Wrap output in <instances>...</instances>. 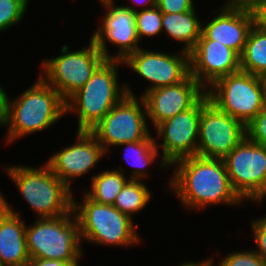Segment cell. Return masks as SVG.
<instances>
[{
    "instance_id": "obj_1",
    "label": "cell",
    "mask_w": 266,
    "mask_h": 266,
    "mask_svg": "<svg viewBox=\"0 0 266 266\" xmlns=\"http://www.w3.org/2000/svg\"><path fill=\"white\" fill-rule=\"evenodd\" d=\"M168 190L187 211L219 204L238 206L245 202L233 190L223 159L189 156L175 161L170 168Z\"/></svg>"
},
{
    "instance_id": "obj_2",
    "label": "cell",
    "mask_w": 266,
    "mask_h": 266,
    "mask_svg": "<svg viewBox=\"0 0 266 266\" xmlns=\"http://www.w3.org/2000/svg\"><path fill=\"white\" fill-rule=\"evenodd\" d=\"M10 98V99H9ZM66 115V103L61 95L41 76L18 97L5 92L4 119L6 144L44 131Z\"/></svg>"
},
{
    "instance_id": "obj_3",
    "label": "cell",
    "mask_w": 266,
    "mask_h": 266,
    "mask_svg": "<svg viewBox=\"0 0 266 266\" xmlns=\"http://www.w3.org/2000/svg\"><path fill=\"white\" fill-rule=\"evenodd\" d=\"M120 60H105L83 87L66 101V115L77 114V131H91L126 95H135L127 83L119 82Z\"/></svg>"
},
{
    "instance_id": "obj_4",
    "label": "cell",
    "mask_w": 266,
    "mask_h": 266,
    "mask_svg": "<svg viewBox=\"0 0 266 266\" xmlns=\"http://www.w3.org/2000/svg\"><path fill=\"white\" fill-rule=\"evenodd\" d=\"M3 170L38 218H55L72 212L74 193L46 163L40 167L7 165Z\"/></svg>"
},
{
    "instance_id": "obj_5",
    "label": "cell",
    "mask_w": 266,
    "mask_h": 266,
    "mask_svg": "<svg viewBox=\"0 0 266 266\" xmlns=\"http://www.w3.org/2000/svg\"><path fill=\"white\" fill-rule=\"evenodd\" d=\"M82 201H75L72 211L79 222L83 242L109 247H132L143 243L136 231L133 218L120 212L113 205L96 203L85 194Z\"/></svg>"
},
{
    "instance_id": "obj_6",
    "label": "cell",
    "mask_w": 266,
    "mask_h": 266,
    "mask_svg": "<svg viewBox=\"0 0 266 266\" xmlns=\"http://www.w3.org/2000/svg\"><path fill=\"white\" fill-rule=\"evenodd\" d=\"M26 225L30 258L80 261L84 255L79 222L73 211L55 218H36Z\"/></svg>"
},
{
    "instance_id": "obj_7",
    "label": "cell",
    "mask_w": 266,
    "mask_h": 266,
    "mask_svg": "<svg viewBox=\"0 0 266 266\" xmlns=\"http://www.w3.org/2000/svg\"><path fill=\"white\" fill-rule=\"evenodd\" d=\"M59 56L42 60L40 76L66 101L85 85L106 60L90 38L89 45L74 51L63 44Z\"/></svg>"
},
{
    "instance_id": "obj_8",
    "label": "cell",
    "mask_w": 266,
    "mask_h": 266,
    "mask_svg": "<svg viewBox=\"0 0 266 266\" xmlns=\"http://www.w3.org/2000/svg\"><path fill=\"white\" fill-rule=\"evenodd\" d=\"M206 94L219 110L248 125L266 105L260 76L238 71L215 81Z\"/></svg>"
},
{
    "instance_id": "obj_9",
    "label": "cell",
    "mask_w": 266,
    "mask_h": 266,
    "mask_svg": "<svg viewBox=\"0 0 266 266\" xmlns=\"http://www.w3.org/2000/svg\"><path fill=\"white\" fill-rule=\"evenodd\" d=\"M223 160L233 190L260 206L266 199V146L245 137Z\"/></svg>"
},
{
    "instance_id": "obj_10",
    "label": "cell",
    "mask_w": 266,
    "mask_h": 266,
    "mask_svg": "<svg viewBox=\"0 0 266 266\" xmlns=\"http://www.w3.org/2000/svg\"><path fill=\"white\" fill-rule=\"evenodd\" d=\"M126 94L91 130L105 152L122 143L144 141L152 133L141 96Z\"/></svg>"
},
{
    "instance_id": "obj_11",
    "label": "cell",
    "mask_w": 266,
    "mask_h": 266,
    "mask_svg": "<svg viewBox=\"0 0 266 266\" xmlns=\"http://www.w3.org/2000/svg\"><path fill=\"white\" fill-rule=\"evenodd\" d=\"M245 137L241 121L219 110L207 94L201 98L197 156L224 159Z\"/></svg>"
},
{
    "instance_id": "obj_12",
    "label": "cell",
    "mask_w": 266,
    "mask_h": 266,
    "mask_svg": "<svg viewBox=\"0 0 266 266\" xmlns=\"http://www.w3.org/2000/svg\"><path fill=\"white\" fill-rule=\"evenodd\" d=\"M200 115L201 99L187 111L178 113L152 128L157 131V136L154 137L156 147L158 150L162 148L159 156L160 170L170 169L179 159L197 155Z\"/></svg>"
},
{
    "instance_id": "obj_13",
    "label": "cell",
    "mask_w": 266,
    "mask_h": 266,
    "mask_svg": "<svg viewBox=\"0 0 266 266\" xmlns=\"http://www.w3.org/2000/svg\"><path fill=\"white\" fill-rule=\"evenodd\" d=\"M116 0H99L104 11L101 25L92 33L91 39L106 60L123 61L141 48L136 32L135 13L127 7L116 5ZM115 45L118 51L111 55L107 44Z\"/></svg>"
},
{
    "instance_id": "obj_14",
    "label": "cell",
    "mask_w": 266,
    "mask_h": 266,
    "mask_svg": "<svg viewBox=\"0 0 266 266\" xmlns=\"http://www.w3.org/2000/svg\"><path fill=\"white\" fill-rule=\"evenodd\" d=\"M180 51L175 54L141 47L122 61L132 72L150 83L141 97L152 89L177 84L190 74L189 53Z\"/></svg>"
},
{
    "instance_id": "obj_15",
    "label": "cell",
    "mask_w": 266,
    "mask_h": 266,
    "mask_svg": "<svg viewBox=\"0 0 266 266\" xmlns=\"http://www.w3.org/2000/svg\"><path fill=\"white\" fill-rule=\"evenodd\" d=\"M106 152L91 131H77L75 142L61 147L46 163L51 171L70 189L76 178L94 169Z\"/></svg>"
},
{
    "instance_id": "obj_16",
    "label": "cell",
    "mask_w": 266,
    "mask_h": 266,
    "mask_svg": "<svg viewBox=\"0 0 266 266\" xmlns=\"http://www.w3.org/2000/svg\"><path fill=\"white\" fill-rule=\"evenodd\" d=\"M206 90L189 74L183 81L152 89L142 99L149 122L154 128L162 121L192 108Z\"/></svg>"
},
{
    "instance_id": "obj_17",
    "label": "cell",
    "mask_w": 266,
    "mask_h": 266,
    "mask_svg": "<svg viewBox=\"0 0 266 266\" xmlns=\"http://www.w3.org/2000/svg\"><path fill=\"white\" fill-rule=\"evenodd\" d=\"M190 75L206 90L218 79L240 71V55L218 41L198 39L189 52Z\"/></svg>"
},
{
    "instance_id": "obj_18",
    "label": "cell",
    "mask_w": 266,
    "mask_h": 266,
    "mask_svg": "<svg viewBox=\"0 0 266 266\" xmlns=\"http://www.w3.org/2000/svg\"><path fill=\"white\" fill-rule=\"evenodd\" d=\"M212 14L216 16L214 15L207 24L202 22L199 39L218 41L241 55L253 26L250 9L218 7L212 9Z\"/></svg>"
},
{
    "instance_id": "obj_19",
    "label": "cell",
    "mask_w": 266,
    "mask_h": 266,
    "mask_svg": "<svg viewBox=\"0 0 266 266\" xmlns=\"http://www.w3.org/2000/svg\"><path fill=\"white\" fill-rule=\"evenodd\" d=\"M25 218L13 209L0 192V264L25 266L29 260L25 230Z\"/></svg>"
},
{
    "instance_id": "obj_20",
    "label": "cell",
    "mask_w": 266,
    "mask_h": 266,
    "mask_svg": "<svg viewBox=\"0 0 266 266\" xmlns=\"http://www.w3.org/2000/svg\"><path fill=\"white\" fill-rule=\"evenodd\" d=\"M201 22L196 8L181 13H162V32L173 41L183 43L182 50L189 53L201 36Z\"/></svg>"
},
{
    "instance_id": "obj_21",
    "label": "cell",
    "mask_w": 266,
    "mask_h": 266,
    "mask_svg": "<svg viewBox=\"0 0 266 266\" xmlns=\"http://www.w3.org/2000/svg\"><path fill=\"white\" fill-rule=\"evenodd\" d=\"M125 175L122 168L94 173L90 178L91 186L88 187L90 189L84 190L83 194L96 203L113 205L117 195L130 180Z\"/></svg>"
},
{
    "instance_id": "obj_22",
    "label": "cell",
    "mask_w": 266,
    "mask_h": 266,
    "mask_svg": "<svg viewBox=\"0 0 266 266\" xmlns=\"http://www.w3.org/2000/svg\"><path fill=\"white\" fill-rule=\"evenodd\" d=\"M124 146V158L127 164L132 166L130 171L131 175H128L130 179L134 180H147L150 178L147 173V167L156 162V159L160 154V150L156 147L154 137L151 135L144 141H135L122 143L116 147ZM135 167V168H134ZM148 176V177H146Z\"/></svg>"
},
{
    "instance_id": "obj_23",
    "label": "cell",
    "mask_w": 266,
    "mask_h": 266,
    "mask_svg": "<svg viewBox=\"0 0 266 266\" xmlns=\"http://www.w3.org/2000/svg\"><path fill=\"white\" fill-rule=\"evenodd\" d=\"M240 70L260 77L266 73V31L251 27L240 55Z\"/></svg>"
},
{
    "instance_id": "obj_24",
    "label": "cell",
    "mask_w": 266,
    "mask_h": 266,
    "mask_svg": "<svg viewBox=\"0 0 266 266\" xmlns=\"http://www.w3.org/2000/svg\"><path fill=\"white\" fill-rule=\"evenodd\" d=\"M142 180L130 179L117 195L113 206L131 218L146 208L152 198V191Z\"/></svg>"
},
{
    "instance_id": "obj_25",
    "label": "cell",
    "mask_w": 266,
    "mask_h": 266,
    "mask_svg": "<svg viewBox=\"0 0 266 266\" xmlns=\"http://www.w3.org/2000/svg\"><path fill=\"white\" fill-rule=\"evenodd\" d=\"M136 32L139 41L143 37L154 38L162 33V12L155 5L153 8L135 13Z\"/></svg>"
},
{
    "instance_id": "obj_26",
    "label": "cell",
    "mask_w": 266,
    "mask_h": 266,
    "mask_svg": "<svg viewBox=\"0 0 266 266\" xmlns=\"http://www.w3.org/2000/svg\"><path fill=\"white\" fill-rule=\"evenodd\" d=\"M29 0H0V33L17 26L27 14Z\"/></svg>"
},
{
    "instance_id": "obj_27",
    "label": "cell",
    "mask_w": 266,
    "mask_h": 266,
    "mask_svg": "<svg viewBox=\"0 0 266 266\" xmlns=\"http://www.w3.org/2000/svg\"><path fill=\"white\" fill-rule=\"evenodd\" d=\"M216 266H266V262L254 250L247 249L226 254Z\"/></svg>"
},
{
    "instance_id": "obj_28",
    "label": "cell",
    "mask_w": 266,
    "mask_h": 266,
    "mask_svg": "<svg viewBox=\"0 0 266 266\" xmlns=\"http://www.w3.org/2000/svg\"><path fill=\"white\" fill-rule=\"evenodd\" d=\"M246 137L258 145L266 146V105L258 115L246 125Z\"/></svg>"
},
{
    "instance_id": "obj_29",
    "label": "cell",
    "mask_w": 266,
    "mask_h": 266,
    "mask_svg": "<svg viewBox=\"0 0 266 266\" xmlns=\"http://www.w3.org/2000/svg\"><path fill=\"white\" fill-rule=\"evenodd\" d=\"M257 218L250 222L252 236L257 246L253 250L266 262V215Z\"/></svg>"
},
{
    "instance_id": "obj_30",
    "label": "cell",
    "mask_w": 266,
    "mask_h": 266,
    "mask_svg": "<svg viewBox=\"0 0 266 266\" xmlns=\"http://www.w3.org/2000/svg\"><path fill=\"white\" fill-rule=\"evenodd\" d=\"M194 0H156V6L162 13H181L195 7Z\"/></svg>"
},
{
    "instance_id": "obj_31",
    "label": "cell",
    "mask_w": 266,
    "mask_h": 266,
    "mask_svg": "<svg viewBox=\"0 0 266 266\" xmlns=\"http://www.w3.org/2000/svg\"><path fill=\"white\" fill-rule=\"evenodd\" d=\"M253 17V26L266 31V0H258L250 8Z\"/></svg>"
},
{
    "instance_id": "obj_32",
    "label": "cell",
    "mask_w": 266,
    "mask_h": 266,
    "mask_svg": "<svg viewBox=\"0 0 266 266\" xmlns=\"http://www.w3.org/2000/svg\"><path fill=\"white\" fill-rule=\"evenodd\" d=\"M80 261H61L56 259L29 258L25 266H79Z\"/></svg>"
},
{
    "instance_id": "obj_33",
    "label": "cell",
    "mask_w": 266,
    "mask_h": 266,
    "mask_svg": "<svg viewBox=\"0 0 266 266\" xmlns=\"http://www.w3.org/2000/svg\"><path fill=\"white\" fill-rule=\"evenodd\" d=\"M258 0H225L221 5L223 8H244L250 9Z\"/></svg>"
},
{
    "instance_id": "obj_34",
    "label": "cell",
    "mask_w": 266,
    "mask_h": 266,
    "mask_svg": "<svg viewBox=\"0 0 266 266\" xmlns=\"http://www.w3.org/2000/svg\"><path fill=\"white\" fill-rule=\"evenodd\" d=\"M132 2V4L134 5H123L124 7L129 8L130 10H132L134 13L140 11V10H145V9H149V8H153L156 5V0H130ZM132 6V7H131ZM137 7H142L140 8H136Z\"/></svg>"
},
{
    "instance_id": "obj_35",
    "label": "cell",
    "mask_w": 266,
    "mask_h": 266,
    "mask_svg": "<svg viewBox=\"0 0 266 266\" xmlns=\"http://www.w3.org/2000/svg\"><path fill=\"white\" fill-rule=\"evenodd\" d=\"M215 257H212V255H210V257H207V259H203L201 262L199 261H184L183 263H180L179 265L176 266H216V264L214 263V259Z\"/></svg>"
},
{
    "instance_id": "obj_36",
    "label": "cell",
    "mask_w": 266,
    "mask_h": 266,
    "mask_svg": "<svg viewBox=\"0 0 266 266\" xmlns=\"http://www.w3.org/2000/svg\"><path fill=\"white\" fill-rule=\"evenodd\" d=\"M5 88H3L0 85V128L3 124V119H4V97H5V92L6 90H4Z\"/></svg>"
},
{
    "instance_id": "obj_37",
    "label": "cell",
    "mask_w": 266,
    "mask_h": 266,
    "mask_svg": "<svg viewBox=\"0 0 266 266\" xmlns=\"http://www.w3.org/2000/svg\"><path fill=\"white\" fill-rule=\"evenodd\" d=\"M261 80H262V83H263L265 100H266V73L261 76Z\"/></svg>"
}]
</instances>
